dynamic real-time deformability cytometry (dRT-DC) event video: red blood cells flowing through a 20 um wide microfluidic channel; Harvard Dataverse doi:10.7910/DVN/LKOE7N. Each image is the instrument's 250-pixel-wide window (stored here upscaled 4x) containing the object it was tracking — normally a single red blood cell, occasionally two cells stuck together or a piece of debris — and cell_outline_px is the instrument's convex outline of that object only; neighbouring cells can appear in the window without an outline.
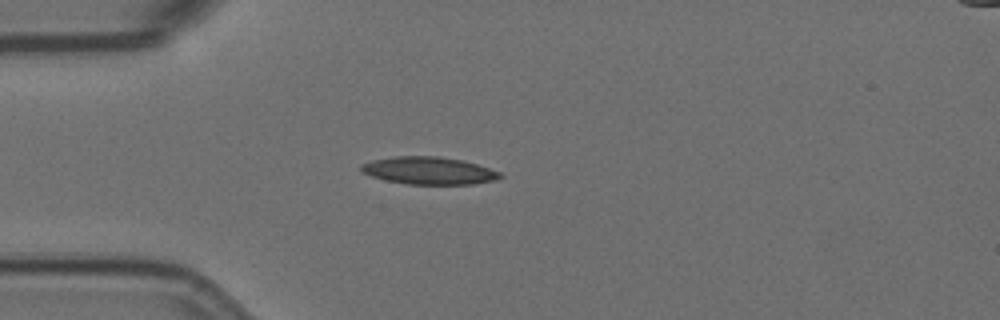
{"species": "Egyptian fruit bat (a non-hibernating species)", "species_latin": "Rousettus aegyptiacus", "temperature_condition": "room temperature", "stored_images_in_passage": 43, "camera_frame_rate_fps": 3000, "um_per_image_px": 0.085, "animal": {"sex": "female"}, "frame": {"image": 1, "passage_image": 1, "time_ms": 0.0, "image_size_px": [1000, 320], "cell_outline_px": [[504, 176], [496, 180], [472, 184], [408, 184], [388, 180], [372, 176], [364, 172], [360, 168], [360, 164], [372, 160], [396, 156], [436, 156], [460, 160], [476, 164], [500, 172]], "centroid_in_image_um": [36.47, 14.5], "position_along_channel_um": 48.5, "area_um2": 21.96}}
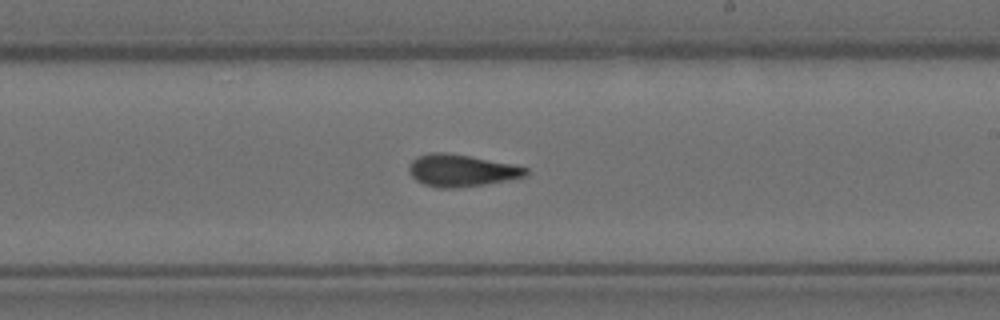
{"frame": {"image": 2, "passage_image": 19, "time_ms": 6.0, "image_size_px": [1000, 320], "cell_outline_px": [[528, 176], [484, 184], [456, 188], [440, 188], [424, 184], [416, 180], [408, 172], [408, 164], [416, 156], [432, 152], [444, 152], [468, 156], [512, 164], [528, 168]], "centroid_in_image_um": [39.18, 14.49], "position_along_channel_um": 249.8, "area_um2": 21.79}}
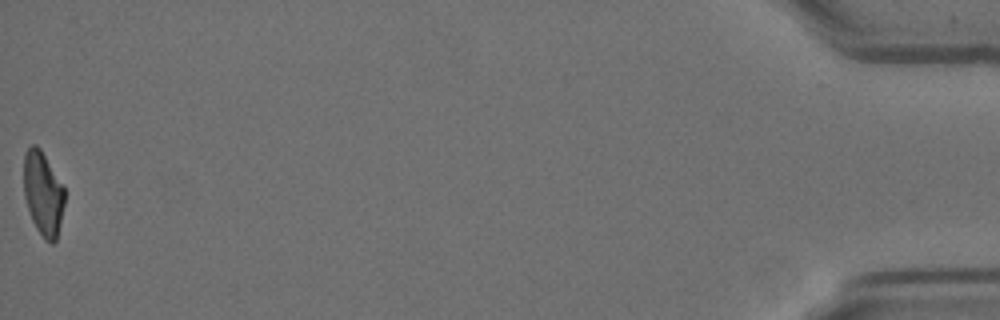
{"frame": {"image": 3, "passage_image": 43, "time_ms": 14.0, "image_size_px": [1000, 320], "cell_outline_px": [[64, 204], [56, 240], [52, 244], [44, 240], [36, 228], [32, 220], [24, 196], [24, 152], [32, 144], [36, 144], [40, 148], [64, 188]], "centroid_in_image_um": [3.64, 16.45], "position_along_channel_um": 431.6, "area_um2": 19.77}, "authors_computed_cell_mechanics": {"area_um2": 21.5016, "velocity_mm_per_s": 3.5497, "shape_relaxation_time_tau1_ms": 7.6057, "shape_relaxation_time_tau2_ms": 2.9135, "deformation_change_tau1": 0.2267, "deformation_change_tau2": 0.1222}}